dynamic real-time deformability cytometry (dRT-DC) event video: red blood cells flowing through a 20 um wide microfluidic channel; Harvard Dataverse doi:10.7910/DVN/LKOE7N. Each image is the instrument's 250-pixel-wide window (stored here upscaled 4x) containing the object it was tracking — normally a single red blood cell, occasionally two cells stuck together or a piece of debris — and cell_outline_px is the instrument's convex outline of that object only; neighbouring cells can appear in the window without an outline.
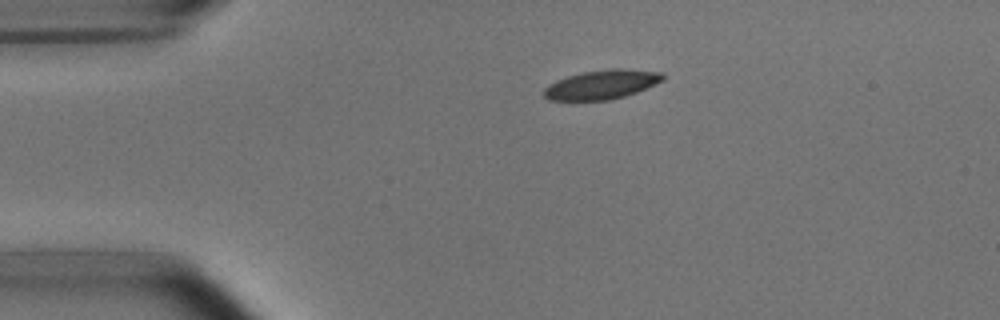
{"species": "common noctule bat (a hibernating species)", "species_latin": "Nyctalus noctula", "temperature_condition": "room temperature", "stored_images_in_passage": 2, "camera_frame_rate_fps": 3000, "um_per_image_px": 0.085, "animal": {"sex": "male", "body_mass_g": 15.6}, "frame": {"image": 1, "passage_image": 1, "time_ms": 0.0, "image_size_px": [1000, 320], "cell_outline_px": [[664, 80], [636, 92], [624, 96], [608, 100], [548, 100], [544, 96], [544, 88], [548, 84], [556, 80], [568, 76], [584, 72], [608, 68], [624, 68], [664, 72]], "centroid_in_image_um": [51.16, 7.17], "position_along_channel_um": 33.8, "area_um2": 20.29}}